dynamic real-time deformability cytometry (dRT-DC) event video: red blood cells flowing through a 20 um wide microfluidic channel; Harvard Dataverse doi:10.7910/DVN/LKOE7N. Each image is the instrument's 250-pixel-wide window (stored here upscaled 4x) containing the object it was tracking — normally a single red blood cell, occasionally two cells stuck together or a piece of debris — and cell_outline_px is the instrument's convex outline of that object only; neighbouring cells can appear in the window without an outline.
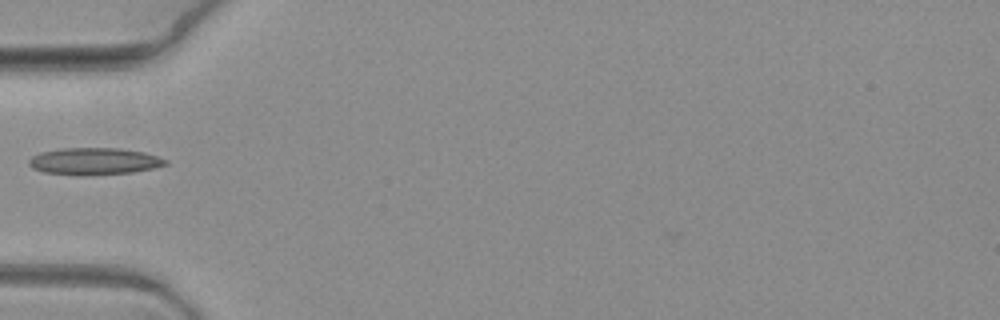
{"species": "common noctule bat (a hibernating species)", "species_latin": "Nyctalus noctula", "temperature_condition": "warm", "stored_images_in_passage": 1, "camera_frame_rate_fps": 3000, "um_per_image_px": 0.085, "animal": {"sex": "female", "body_mass_g": 19.3, "forearm_length_mm": 54.1}, "frame": {"image": 1, "passage_image": 1, "time_ms": 0.0, "image_size_px": [1000, 320], "cell_outline_px": [[168, 164], [152, 168], [132, 172], [80, 176], [44, 172], [32, 168], [28, 164], [28, 160], [32, 156], [40, 152], [64, 148], [120, 148], [144, 152], [168, 160]], "centroid_in_image_um": [7.98, 13.71], "position_along_channel_um": 77.0, "area_um2": 21.5}}